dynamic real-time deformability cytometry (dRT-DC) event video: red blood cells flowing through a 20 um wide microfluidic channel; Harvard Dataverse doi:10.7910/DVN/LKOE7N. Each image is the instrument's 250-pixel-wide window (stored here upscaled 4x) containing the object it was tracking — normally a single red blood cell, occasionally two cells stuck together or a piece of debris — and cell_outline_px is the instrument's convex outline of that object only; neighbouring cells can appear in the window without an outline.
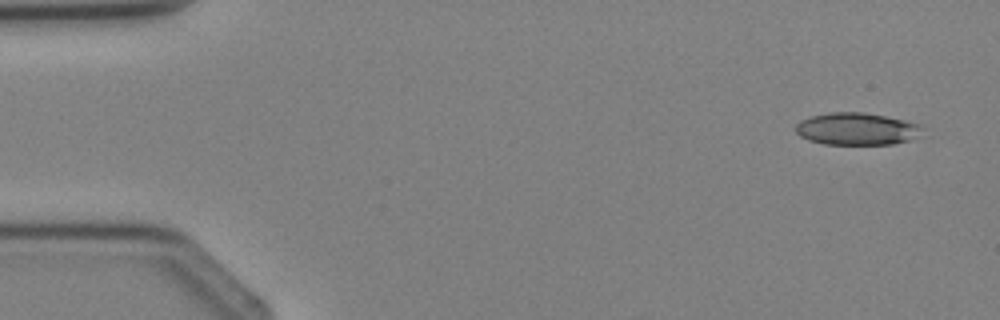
{"species": "Egyptian fruit bat (a non-hibernating species)", "species_latin": "Rousettus aegyptiacus", "temperature_condition": "cold", "stored_images_in_passage": 3, "segment_of_instrument_passage": [2, 2], "camera_frame_rate_fps": 3000, "um_per_image_px": 0.085, "animal": {"sex": "female"}, "frame": {"image": 1, "passage_image": 3, "time_ms": 2.333, "image_size_px": [1000, 320], "cell_outline_px": [[924, 136], [892, 144], [824, 144], [808, 140], [800, 136], [796, 132], [796, 124], [800, 120], [812, 116], [828, 112], [864, 112], [924, 124]], "centroid_in_image_um": [72.89, 10.95], "position_along_channel_um": 12.1, "area_um2": 24.16}}